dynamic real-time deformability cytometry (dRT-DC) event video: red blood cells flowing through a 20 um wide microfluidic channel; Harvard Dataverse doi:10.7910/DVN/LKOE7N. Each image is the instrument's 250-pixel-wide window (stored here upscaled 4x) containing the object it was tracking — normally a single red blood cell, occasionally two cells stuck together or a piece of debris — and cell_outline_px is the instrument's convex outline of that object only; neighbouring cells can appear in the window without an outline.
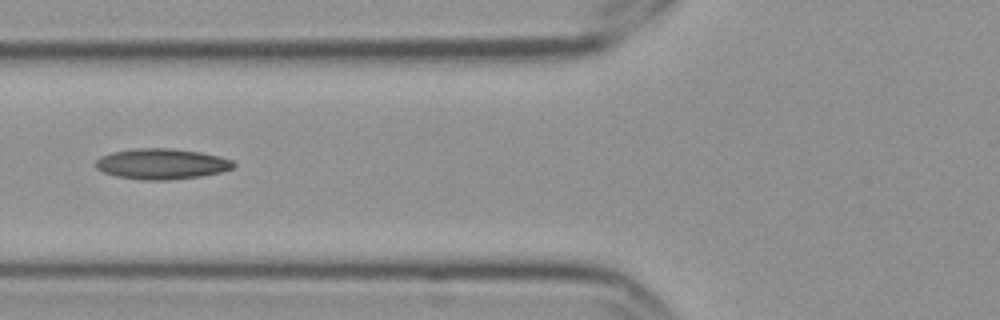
{"species": "Egyptian fruit bat (a non-hibernating species)", "species_latin": "Rousettus aegyptiacus", "temperature_condition": "cold", "stored_images_in_passage": 8, "camera_frame_rate_fps": 3000, "um_per_image_px": 0.085, "frame": {"image": 1, "passage_image": 6, "time_ms": 1.667, "image_size_px": [1000, 320], "cell_outline_px": [[236, 164], [232, 168], [220, 172], [200, 176], [168, 180], [144, 180], [116, 176], [104, 172], [96, 168], [96, 160], [100, 156], [112, 152], [136, 148], [172, 148], [200, 152], [232, 160]], "centroid_in_image_um": [13.72, 13.93], "position_along_channel_um": 112.1, "area_um2": 24.45}}
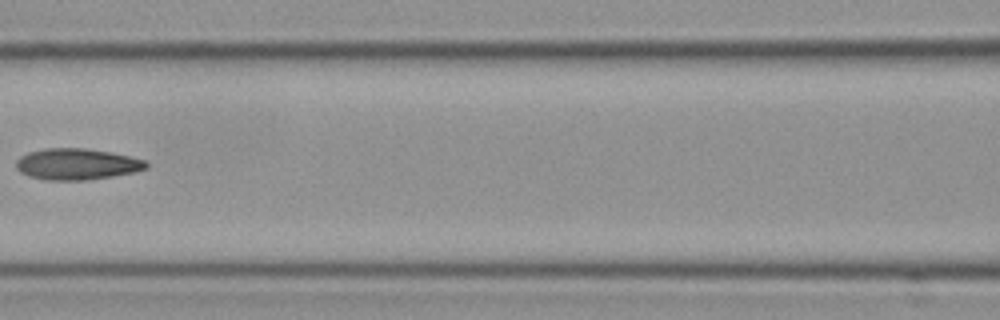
{"frame": {"image": 2, "passage_image": 7, "time_ms": 2.0, "image_size_px": [1000, 320], "cell_outline_px": [[148, 168], [132, 172], [112, 176], [88, 180], [44, 180], [28, 176], [20, 172], [16, 168], [16, 160], [20, 156], [28, 152], [44, 148], [88, 148], [112, 152], [144, 160], [148, 164]], "centroid_in_image_um": [6.49, 13.94], "position_along_channel_um": 160.1, "area_um2": 23.81}}
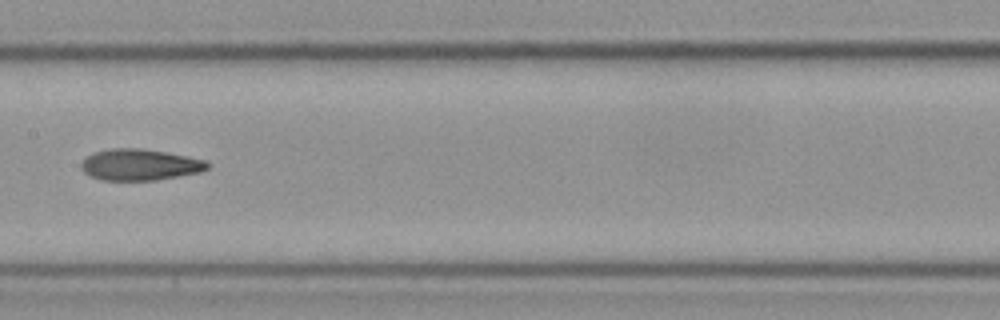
{"frame": {"image": 3, "passage_image": 8, "time_ms": 2.333, "image_size_px": [1000, 320], "cell_outline_px": [[208, 168], [200, 172], [156, 180], [100, 180], [84, 172], [80, 168], [80, 164], [88, 156], [96, 152], [112, 148], [140, 148], [164, 152], [204, 160], [208, 164]], "centroid_in_image_um": [11.85, 14.01], "position_along_channel_um": 195.5, "area_um2": 22.66}}